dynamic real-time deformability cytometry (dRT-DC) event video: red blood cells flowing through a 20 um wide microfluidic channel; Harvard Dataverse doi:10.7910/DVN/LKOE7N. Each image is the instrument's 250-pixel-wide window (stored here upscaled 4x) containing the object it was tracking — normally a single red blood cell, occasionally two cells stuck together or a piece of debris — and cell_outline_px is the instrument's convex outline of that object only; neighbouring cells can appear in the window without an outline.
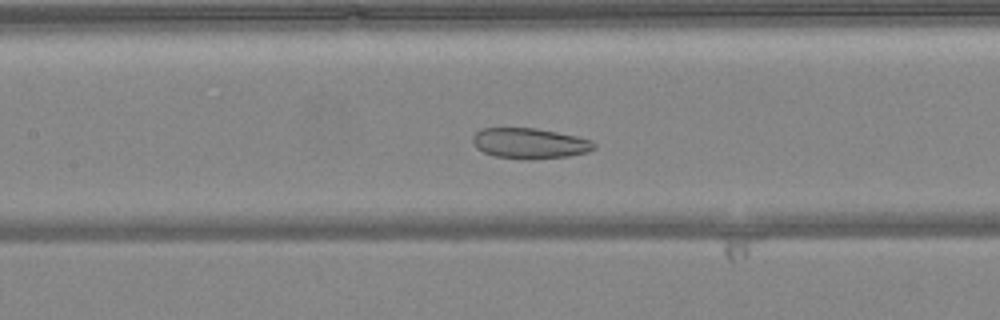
{"species": "common noctule bat (a hibernating species)", "species_latin": "Nyctalus noctula", "temperature_condition": "warm", "stored_images_in_passage": 51, "camera_frame_rate_fps": 3000, "um_per_image_px": 0.085, "animal": {"sex": "female", "body_mass_g": 24.6, "forearm_length_mm": 56.2}, "frame": {"image": 1, "passage_image": 24, "time_ms": 7.667, "image_size_px": [1000, 320], "cell_outline_px": [[596, 148], [588, 152], [568, 156], [528, 160], [524, 160], [496, 156], [484, 152], [476, 148], [472, 140], [472, 136], [480, 128], [536, 128], [576, 136], [592, 140], [596, 144]], "centroid_in_image_um": [45.03, 12.19], "position_along_channel_um": 162.4, "area_um2": 21.73}}
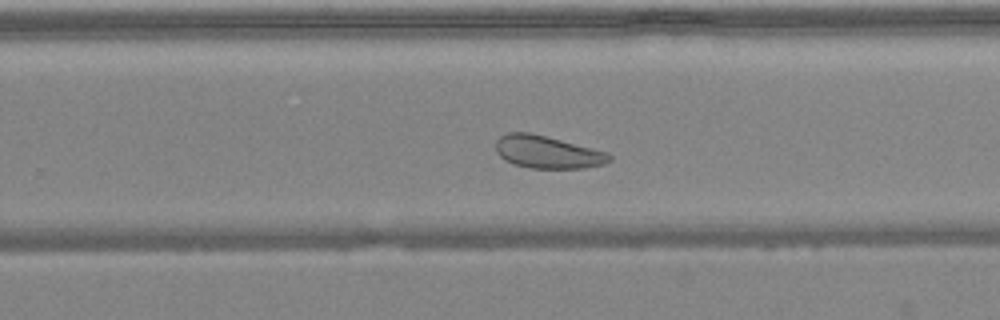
{"frame": {"image": 2, "passage_image": 33, "time_ms": 10.667, "image_size_px": [1000, 320], "cell_outline_px": [[612, 160], [604, 164], [584, 168], [532, 168], [516, 164], [504, 160], [496, 152], [496, 140], [500, 136], [508, 132], [528, 132], [608, 152], [612, 156]], "centroid_in_image_um": [46.53, 12.93], "position_along_channel_um": 283.3, "area_um2": 21.39}}
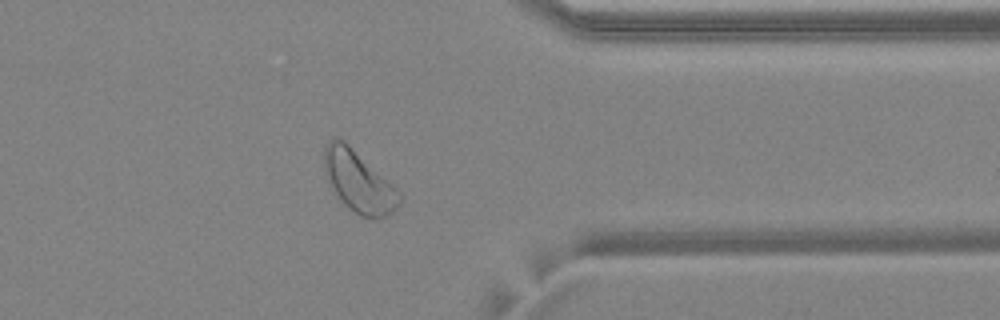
{"frame": {"image": 3, "passage_image": 41, "time_ms": 13.333, "image_size_px": [1000, 320], "cell_outline_px": [[400, 204], [388, 216], [360, 216], [344, 204], [340, 200], [324, 168], [324, 148], [328, 140], [332, 136], [336, 136], [344, 140], [392, 184], [400, 192]], "centroid_in_image_um": [30.48, 15.39], "position_along_channel_um": 380.9, "area_um2": 26.18}, "authors_computed_cell_mechanics": {"area_um2": 28.2642, "velocity_mm_per_s": 4.0395, "shape_relaxation_time_tau1_ms": 4.668, "shape_relaxation_time_tau2_ms": 3.4042, "deformation_change_tau1": 0.0706, "deformation_change_tau2": 0.1016}}